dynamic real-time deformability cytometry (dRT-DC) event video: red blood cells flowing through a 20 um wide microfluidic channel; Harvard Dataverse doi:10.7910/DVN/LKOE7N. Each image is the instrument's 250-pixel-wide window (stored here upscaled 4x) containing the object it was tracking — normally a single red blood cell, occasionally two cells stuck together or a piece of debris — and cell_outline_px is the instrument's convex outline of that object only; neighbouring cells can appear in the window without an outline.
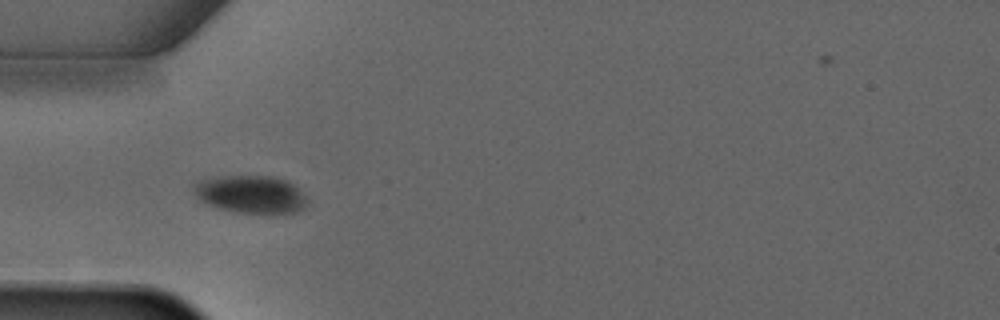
{"species": "common noctule bat (a hibernating species)", "species_latin": "Nyctalus noctula", "temperature_condition": "warm", "stored_images_in_passage": 4, "camera_frame_rate_fps": 3000, "um_per_image_px": 0.085, "animal": {"sex": "male", "forearm_length_mm": 52.5}, "frame": {"image": 1, "passage_image": 4, "time_ms": 3.333, "image_size_px": [1000, 320], "cell_outline_px": [[308, 204], [304, 208], [296, 212], [236, 212], [220, 208], [208, 204], [196, 196], [192, 184], [200, 180], [216, 176], [272, 176], [288, 180], [308, 200]], "centroid_in_image_um": [21.3, 16.49], "position_along_channel_um": 63.7, "area_um2": 24.62}}